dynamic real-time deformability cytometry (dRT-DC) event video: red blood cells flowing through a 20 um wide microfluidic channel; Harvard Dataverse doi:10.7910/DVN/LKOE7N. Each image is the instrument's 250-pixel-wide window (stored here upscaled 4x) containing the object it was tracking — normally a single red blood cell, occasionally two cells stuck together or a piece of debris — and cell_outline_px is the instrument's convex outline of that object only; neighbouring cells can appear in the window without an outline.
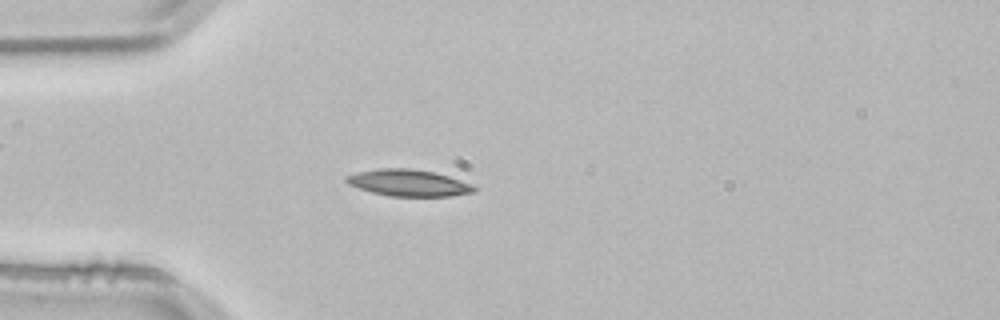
{"species": "common noctule bat (a hibernating species)", "species_latin": "Nyctalus noctula", "temperature_condition": "room temperature", "stored_images_in_passage": 4, "camera_frame_rate_fps": 3000, "um_per_image_px": 0.085, "animal": {"sex": "male", "body_mass_g": 21.5, "forearm_length_mm": 52.0}, "frame": {"image": 1, "passage_image": 4, "time_ms": 1.0, "image_size_px": [1000, 320], "cell_outline_px": [[476, 192], [452, 196], [388, 196], [372, 192], [348, 184], [344, 180], [344, 176], [356, 172], [380, 168], [412, 168], [432, 172], [448, 176], [472, 184], [476, 188]], "centroid_in_image_um": [34.71, 15.54], "position_along_channel_um": 50.3, "area_um2": 19.88}}